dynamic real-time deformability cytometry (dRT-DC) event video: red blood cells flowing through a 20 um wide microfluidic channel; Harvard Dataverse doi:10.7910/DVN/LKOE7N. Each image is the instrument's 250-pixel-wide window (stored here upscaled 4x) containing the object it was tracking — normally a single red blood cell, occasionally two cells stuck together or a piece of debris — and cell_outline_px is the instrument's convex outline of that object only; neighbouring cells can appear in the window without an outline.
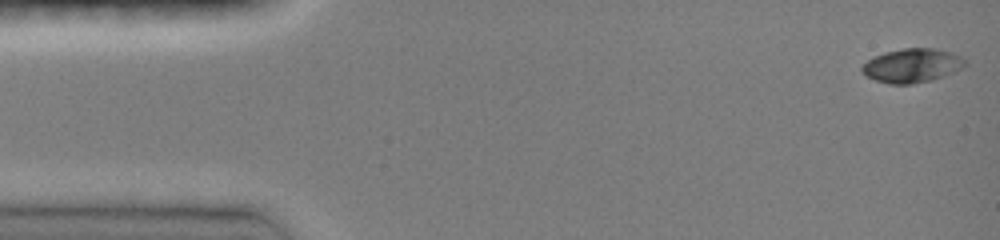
{"species": "common noctule bat (a hibernating species)", "species_latin": "Nyctalus noctula", "temperature_condition": "room temperature", "stored_images_in_passage": 22, "camera_frame_rate_fps": 3000, "um_per_image_px": 0.085, "animal": {"sex": "female", "body_mass_g": 19.0, "forearm_length_mm": 51.5}, "frame": {"image": 1, "passage_image": 1, "time_ms": 0.0, "image_size_px": [1000, 240], "cell_outline_px": [[968, 64], [944, 76], [932, 80], [912, 84], [888, 84], [876, 80], [860, 72], [860, 68], [872, 56], [884, 52], [904, 48], [932, 48], [952, 52], [960, 56]], "centroid_in_image_um": [77.5, 5.57], "position_along_channel_um": 7.5, "area_um2": 20.4}}
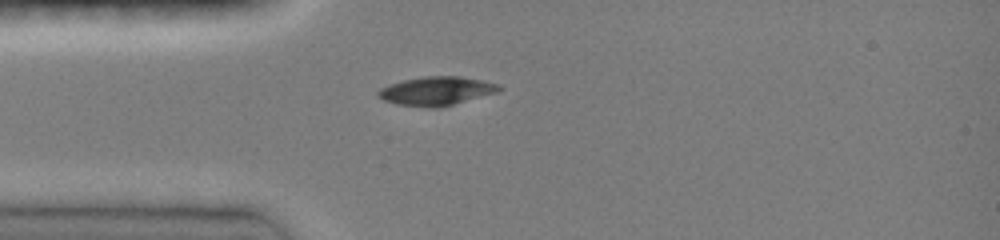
{"frame": {"image": 2, "passage_image": 12, "time_ms": 3.667, "image_size_px": [1000, 240], "cell_outline_px": [[504, 88], [496, 92], [440, 108], [428, 108], [396, 104], [384, 100], [376, 96], [376, 92], [380, 88], [388, 84], [404, 80], [424, 76], [460, 76], [500, 84]], "centroid_in_image_um": [37.06, 7.74], "position_along_channel_um": 47.9, "area_um2": 20.35}}
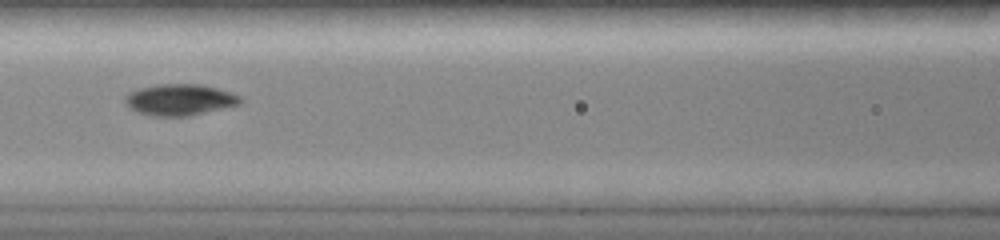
{"frame": {"image": 3, "passage_image": 20, "time_ms": 6.333, "image_size_px": [1000, 240], "cell_outline_px": [[244, 100], [240, 104], [188, 116], [152, 116], [136, 112], [124, 104], [124, 96], [128, 92], [136, 88], [156, 84], [200, 84], [216, 88], [240, 96]], "centroid_in_image_um": [15.2, 8.47], "position_along_channel_um": 151.4, "area_um2": 21.21}}